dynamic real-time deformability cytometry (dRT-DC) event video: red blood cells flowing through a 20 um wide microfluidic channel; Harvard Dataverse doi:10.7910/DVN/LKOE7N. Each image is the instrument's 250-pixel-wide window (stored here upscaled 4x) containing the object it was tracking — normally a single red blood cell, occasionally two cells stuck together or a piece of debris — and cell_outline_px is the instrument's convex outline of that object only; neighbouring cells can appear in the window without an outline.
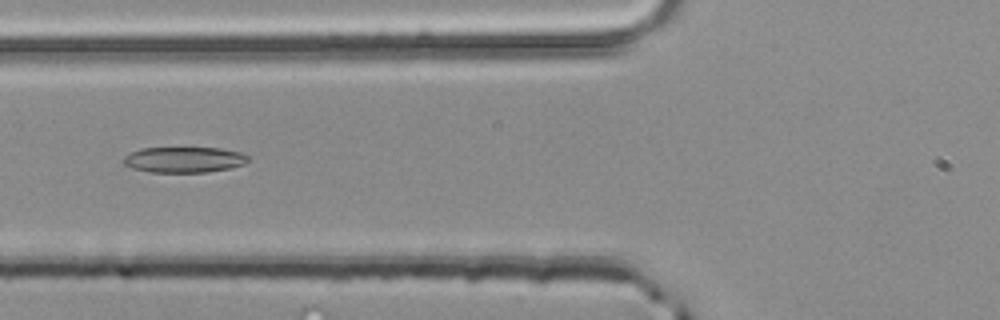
{"species": "common noctule bat (a hibernating species)", "species_latin": "Nyctalus noctula", "temperature_condition": "room temperature", "stored_images_in_passage": 35, "camera_frame_rate_fps": 3000, "um_per_image_px": 0.085, "animal": {"sex": "male", "body_mass_g": 20.4}, "frame": {"image": 1, "passage_image": 4, "time_ms": 1.0, "image_size_px": [1000, 320], "cell_outline_px": [[248, 160], [244, 164], [228, 168], [208, 172], [148, 172], [132, 168], [124, 164], [124, 156], [140, 148], [220, 148], [240, 152], [248, 156]], "centroid_in_image_um": [15.63, 13.57], "position_along_channel_um": 110.2, "area_um2": 18.55}}
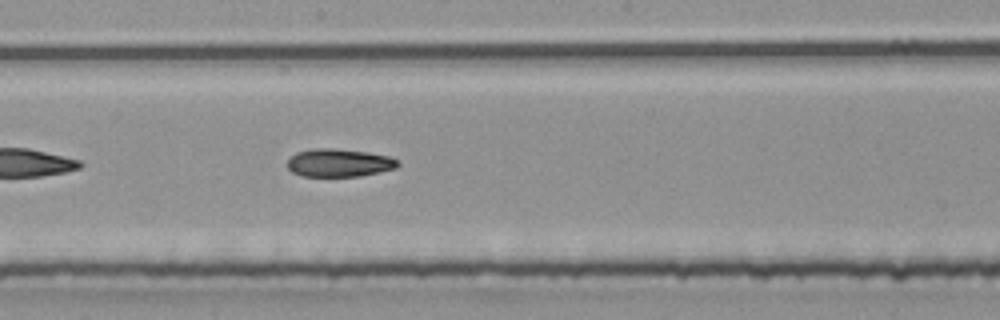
{"frame": {"image": 2, "passage_image": 12, "time_ms": 3.667, "image_size_px": [1000, 320], "cell_outline_px": [[400, 164], [396, 168], [360, 176], [304, 176], [292, 172], [288, 168], [288, 160], [296, 152], [312, 148], [332, 148], [368, 152], [388, 156], [396, 160]], "centroid_in_image_um": [28.8, 13.83], "position_along_channel_um": 219.4, "area_um2": 17.92}}
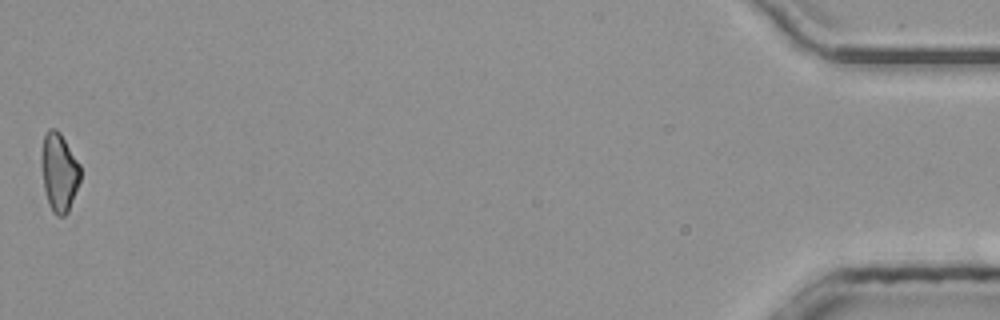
{"frame": {"image": 3, "passage_image": 35, "time_ms": 11.333, "image_size_px": [1000, 320], "cell_outline_px": [[80, 180], [68, 212], [64, 216], [56, 216], [52, 212], [44, 188], [40, 168], [40, 160], [44, 132], [48, 128], [56, 128], [60, 132], [80, 164]], "centroid_in_image_um": [5.0, 14.6], "position_along_channel_um": 430.2, "area_um2": 18.03}, "authors_computed_cell_mechanics": {"area_um2": 18.0914, "velocity_mm_per_s": 4.0957, "shape_relaxation_time_tau1_ms": 9.2065, "shape_relaxation_time_tau2_ms": null, "deformation_change_tau1": 0.1908, "deformation_change_tau2": null}}